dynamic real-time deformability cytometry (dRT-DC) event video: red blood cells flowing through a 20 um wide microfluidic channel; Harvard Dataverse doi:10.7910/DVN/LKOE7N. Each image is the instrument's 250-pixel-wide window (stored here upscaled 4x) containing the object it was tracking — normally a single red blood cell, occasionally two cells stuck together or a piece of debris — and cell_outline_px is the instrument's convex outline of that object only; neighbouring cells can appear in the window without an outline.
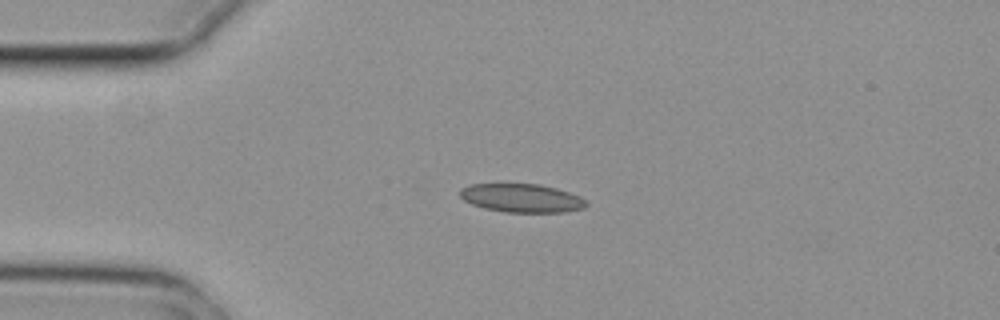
{"species": "common noctule bat (a hibernating species)", "species_latin": "Nyctalus noctula", "temperature_condition": "cold", "stored_images_in_passage": 6, "camera_frame_rate_fps": 3000, "um_per_image_px": 0.085, "animal": {"sex": "female", "body_mass_g": 29.2, "forearm_length_mm": 56.3}, "frame": {"image": 1, "passage_image": 3, "time_ms": 0.667, "image_size_px": [1000, 320], "cell_outline_px": [[588, 204], [584, 208], [564, 212], [504, 212], [484, 208], [472, 204], [464, 200], [460, 196], [460, 188], [468, 184], [540, 184], [556, 188], [580, 196], [588, 200]], "centroid_in_image_um": [44.35, 16.83], "position_along_channel_um": 40.6, "area_um2": 21.1}}
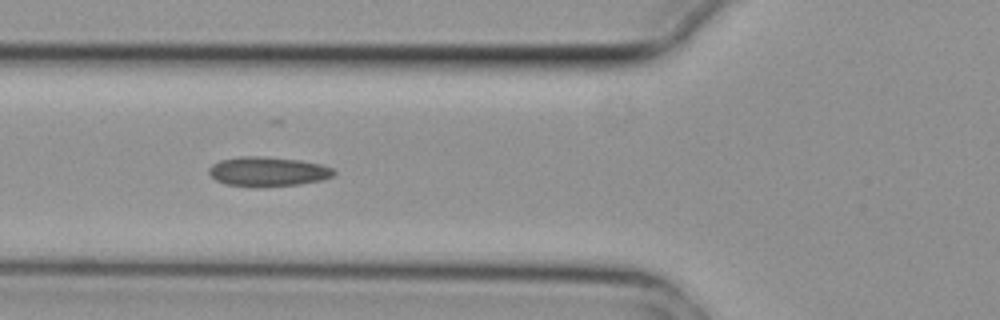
{"frame": {"image": 2, "passage_image": 5, "time_ms": 1.333, "image_size_px": [1000, 320], "cell_outline_px": [[336, 172], [332, 176], [320, 180], [300, 184], [256, 188], [224, 184], [216, 180], [208, 172], [208, 168], [212, 164], [220, 160], [240, 156], [264, 156], [300, 160], [320, 164], [332, 168]], "centroid_in_image_um": [22.72, 14.59], "position_along_channel_um": 103.1, "area_um2": 21.73}}
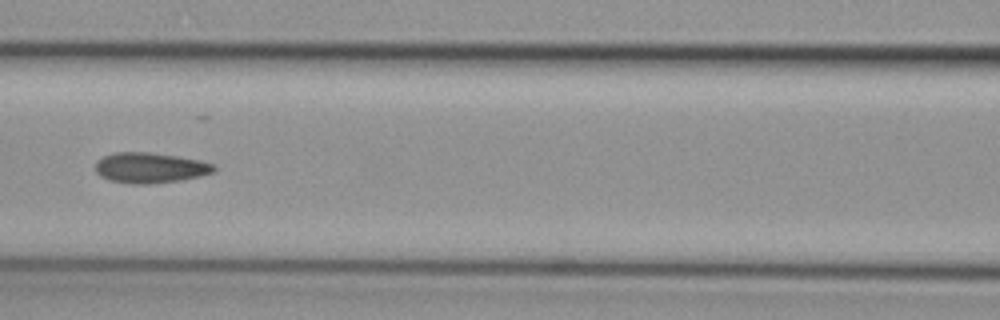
{"frame": {"image": 3, "passage_image": 6, "time_ms": 1.667, "image_size_px": [1000, 320], "cell_outline_px": [[216, 172], [184, 180], [148, 184], [132, 184], [108, 180], [100, 176], [96, 172], [96, 160], [104, 156], [116, 152], [148, 152], [176, 156], [200, 160], [216, 164]], "centroid_in_image_um": [12.79, 14.27], "position_along_channel_um": 153.8, "area_um2": 21.27}}